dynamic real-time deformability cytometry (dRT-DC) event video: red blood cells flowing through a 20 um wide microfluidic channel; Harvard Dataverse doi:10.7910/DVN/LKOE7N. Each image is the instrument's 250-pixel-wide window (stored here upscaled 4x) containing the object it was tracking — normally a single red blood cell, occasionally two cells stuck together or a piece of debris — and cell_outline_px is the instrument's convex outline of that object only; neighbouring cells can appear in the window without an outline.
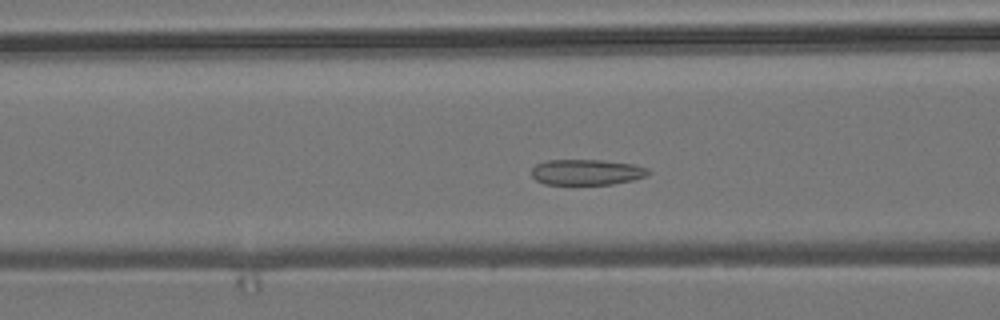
{"species": "common noctule bat (a hibernating species)", "species_latin": "Nyctalus noctula", "temperature_condition": "room temperature", "stored_images_in_passage": 51, "camera_frame_rate_fps": 3000, "um_per_image_px": 0.085, "animal": {"sex": "male", "body_mass_g": 19.2, "forearm_length_mm": 51.8}, "frame": {"image": 1, "passage_image": 18, "time_ms": 5.667, "image_size_px": [1000, 320], "cell_outline_px": [[652, 172], [644, 176], [632, 180], [612, 184], [544, 184], [536, 180], [532, 176], [532, 168], [536, 164], [548, 160], [600, 160], [632, 164], [648, 168]], "centroid_in_image_um": [49.85, 14.63], "position_along_channel_um": 116.7, "area_um2": 17.34}}
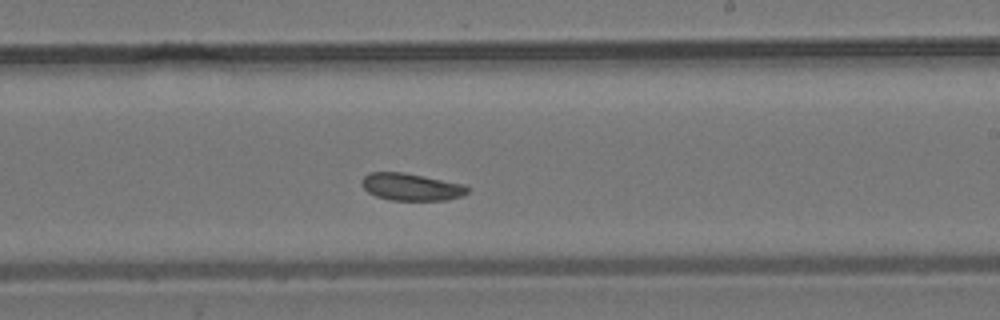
{"frame": {"image": 2, "passage_image": 29, "time_ms": 9.333, "image_size_px": [1000, 320], "cell_outline_px": [[468, 192], [464, 196], [448, 200], [388, 200], [376, 196], [368, 192], [360, 184], [360, 180], [368, 172], [404, 172], [464, 184], [468, 188]], "centroid_in_image_um": [34.93, 15.89], "position_along_channel_um": 254.1, "area_um2": 16.99}}
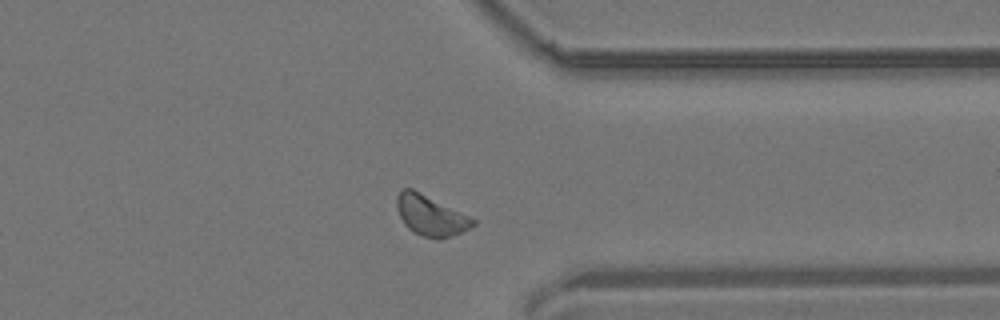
{"frame": {"image": 3, "passage_image": 39, "time_ms": 12.667, "image_size_px": [1000, 320], "cell_outline_px": [[476, 224], [472, 228], [440, 240], [436, 240], [420, 236], [412, 232], [404, 224], [396, 208], [396, 196], [404, 188], [412, 188], [476, 220]], "centroid_in_image_um": [36.59, 18.35], "position_along_channel_um": 374.8, "area_um2": 17.98}, "authors_computed_cell_mechanics": {"area_um2": 17.5134, "velocity_mm_per_s": 3.7494, "shape_relaxation_time_tau1_ms": null, "shape_relaxation_time_tau2_ms": 3.3476, "deformation_change_tau1": null, "deformation_change_tau2": 0.0532}}